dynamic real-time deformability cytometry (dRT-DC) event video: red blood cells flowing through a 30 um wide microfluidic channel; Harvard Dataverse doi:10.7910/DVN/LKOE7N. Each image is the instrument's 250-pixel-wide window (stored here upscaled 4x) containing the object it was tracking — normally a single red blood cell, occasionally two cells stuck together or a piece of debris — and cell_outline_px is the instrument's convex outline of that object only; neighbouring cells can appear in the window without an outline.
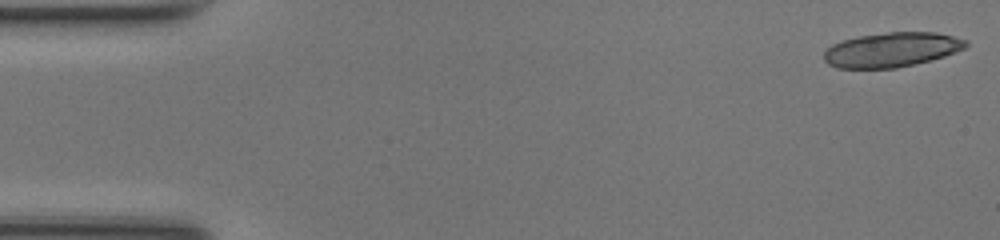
{"species": "common noctule bat (a hibernating species)", "species_latin": "Nyctalus noctula", "temperature_condition": "room temperature", "stored_images_in_passage": 16, "camera_frame_rate_fps": 3000, "um_per_image_px": 0.085, "animal": {"sex": "female", "body_mass_g": 17.0, "forearm_length_mm": 48.0}, "frame": {"image": 1, "passage_image": 1, "time_ms": 0.0, "image_size_px": [1000, 240], "cell_outline_px": [[968, 44], [964, 48], [944, 56], [932, 60], [896, 68], [836, 68], [828, 64], [824, 60], [824, 52], [832, 44], [844, 40], [860, 36], [888, 32], [936, 32], [968, 40]], "centroid_in_image_um": [75.79, 4.23], "position_along_channel_um": 9.2, "area_um2": 28.5}}
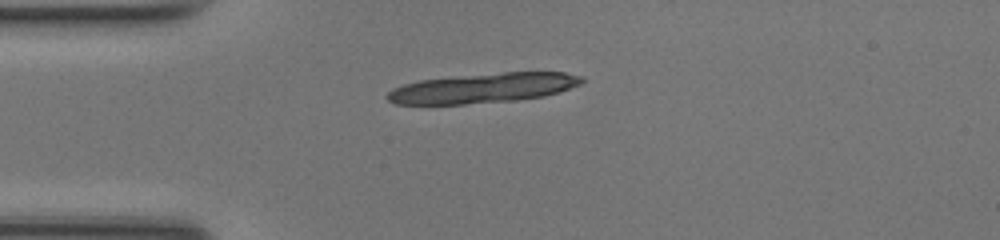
{"frame": {"image": 2, "passage_image": 12, "time_ms": 3.667, "image_size_px": [1000, 240], "cell_outline_px": [[584, 80], [580, 84], [560, 92], [544, 96], [516, 100], [464, 104], [396, 104], [388, 100], [384, 96], [392, 88], [404, 84], [420, 80], [504, 72], [564, 72], [584, 76]], "centroid_in_image_um": [41.08, 7.49], "position_along_channel_um": 43.9, "area_um2": 33.64}}